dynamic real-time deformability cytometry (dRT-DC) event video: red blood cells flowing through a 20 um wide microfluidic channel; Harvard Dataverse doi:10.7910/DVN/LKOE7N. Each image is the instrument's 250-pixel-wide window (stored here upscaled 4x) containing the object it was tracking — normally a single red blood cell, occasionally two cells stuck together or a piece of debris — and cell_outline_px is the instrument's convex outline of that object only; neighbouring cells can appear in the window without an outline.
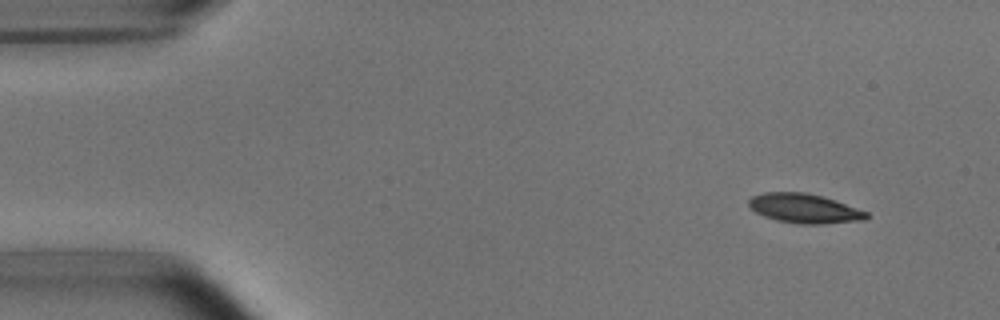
{"species": "common noctule bat (a hibernating species)", "species_latin": "Nyctalus noctula", "temperature_condition": "room temperature", "stored_images_in_passage": 3, "camera_frame_rate_fps": 3000, "um_per_image_px": 0.085, "animal": {"sex": "male", "body_mass_g": 15.6}, "frame": {"image": 1, "passage_image": 1, "time_ms": 0.0, "image_size_px": [1000, 320], "cell_outline_px": [[872, 216], [864, 220], [824, 224], [800, 224], [776, 220], [764, 216], [756, 212], [748, 204], [748, 200], [752, 196], [764, 192], [804, 192], [836, 200], [868, 212]], "centroid_in_image_um": [68.4, 17.72], "position_along_channel_um": 16.6, "area_um2": 20.23}}
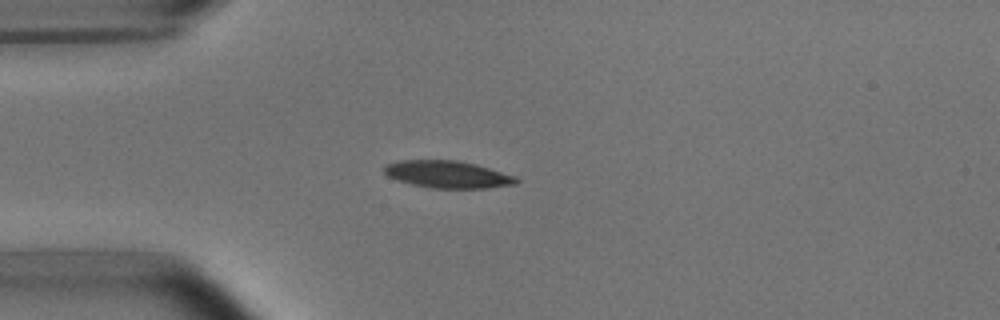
{"frame": {"image": 2, "passage_image": 3, "time_ms": 3.0, "image_size_px": [1000, 320], "cell_outline_px": [[520, 180], [516, 184], [488, 188], [432, 188], [412, 184], [388, 176], [384, 172], [384, 168], [388, 164], [396, 160], [456, 160], [476, 164], [516, 176]], "centroid_in_image_um": [38.09, 14.82], "position_along_channel_um": 46.9, "area_um2": 20.87}}